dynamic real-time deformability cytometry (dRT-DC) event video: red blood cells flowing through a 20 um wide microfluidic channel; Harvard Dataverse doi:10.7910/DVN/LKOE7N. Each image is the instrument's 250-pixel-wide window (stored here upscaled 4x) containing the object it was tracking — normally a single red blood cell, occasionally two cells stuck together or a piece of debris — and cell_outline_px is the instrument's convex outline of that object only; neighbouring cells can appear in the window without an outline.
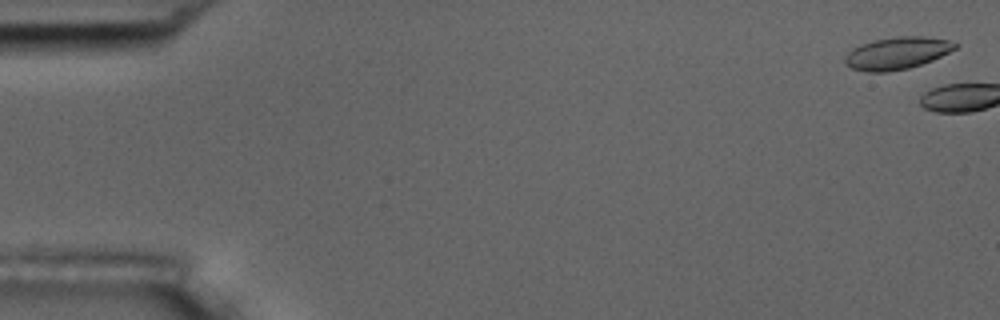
{"species": "common noctule bat (a hibernating species)", "species_latin": "Nyctalus noctula", "temperature_condition": "room temperature", "stored_images_in_passage": 4, "camera_frame_rate_fps": 3000, "um_per_image_px": 0.085, "animal": {"sex": "male", "body_mass_g": 17.5, "forearm_length_mm": 52.3}, "frame": {"image": 1, "passage_image": 2, "time_ms": 0.333, "image_size_px": [1000, 320], "cell_outline_px": [[960, 44], [956, 48], [932, 60], [908, 68], [888, 72], [868, 72], [852, 68], [844, 64], [844, 60], [848, 52], [852, 48], [860, 44], [876, 40], [896, 36], [924, 36], [948, 40]], "centroid_in_image_um": [76.23, 4.51], "position_along_channel_um": 8.8, "area_um2": 20.63}}